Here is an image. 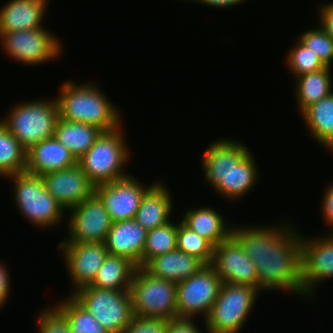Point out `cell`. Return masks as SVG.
Instances as JSON below:
<instances>
[{
    "label": "cell",
    "instance_id": "cell-40",
    "mask_svg": "<svg viewBox=\"0 0 333 333\" xmlns=\"http://www.w3.org/2000/svg\"><path fill=\"white\" fill-rule=\"evenodd\" d=\"M247 0H197L196 3H200L201 5L209 6L211 8H230L241 5V3L246 2Z\"/></svg>",
    "mask_w": 333,
    "mask_h": 333
},
{
    "label": "cell",
    "instance_id": "cell-36",
    "mask_svg": "<svg viewBox=\"0 0 333 333\" xmlns=\"http://www.w3.org/2000/svg\"><path fill=\"white\" fill-rule=\"evenodd\" d=\"M194 320L196 319L179 317L167 320L165 333H202Z\"/></svg>",
    "mask_w": 333,
    "mask_h": 333
},
{
    "label": "cell",
    "instance_id": "cell-16",
    "mask_svg": "<svg viewBox=\"0 0 333 333\" xmlns=\"http://www.w3.org/2000/svg\"><path fill=\"white\" fill-rule=\"evenodd\" d=\"M210 266L222 283L258 288L256 267L232 235L214 247Z\"/></svg>",
    "mask_w": 333,
    "mask_h": 333
},
{
    "label": "cell",
    "instance_id": "cell-28",
    "mask_svg": "<svg viewBox=\"0 0 333 333\" xmlns=\"http://www.w3.org/2000/svg\"><path fill=\"white\" fill-rule=\"evenodd\" d=\"M54 304L52 306L66 320L71 333H108L71 295Z\"/></svg>",
    "mask_w": 333,
    "mask_h": 333
},
{
    "label": "cell",
    "instance_id": "cell-29",
    "mask_svg": "<svg viewBox=\"0 0 333 333\" xmlns=\"http://www.w3.org/2000/svg\"><path fill=\"white\" fill-rule=\"evenodd\" d=\"M26 150L0 121V176L23 172L26 169Z\"/></svg>",
    "mask_w": 333,
    "mask_h": 333
},
{
    "label": "cell",
    "instance_id": "cell-37",
    "mask_svg": "<svg viewBox=\"0 0 333 333\" xmlns=\"http://www.w3.org/2000/svg\"><path fill=\"white\" fill-rule=\"evenodd\" d=\"M327 186L326 191L323 195L320 210L324 218V222L330 228H328V233H333V181Z\"/></svg>",
    "mask_w": 333,
    "mask_h": 333
},
{
    "label": "cell",
    "instance_id": "cell-11",
    "mask_svg": "<svg viewBox=\"0 0 333 333\" xmlns=\"http://www.w3.org/2000/svg\"><path fill=\"white\" fill-rule=\"evenodd\" d=\"M222 282L210 265L203 266L186 280L177 283V317H208Z\"/></svg>",
    "mask_w": 333,
    "mask_h": 333
},
{
    "label": "cell",
    "instance_id": "cell-8",
    "mask_svg": "<svg viewBox=\"0 0 333 333\" xmlns=\"http://www.w3.org/2000/svg\"><path fill=\"white\" fill-rule=\"evenodd\" d=\"M129 291L134 317L164 320L177 318V283L154 277L142 267H137Z\"/></svg>",
    "mask_w": 333,
    "mask_h": 333
},
{
    "label": "cell",
    "instance_id": "cell-42",
    "mask_svg": "<svg viewBox=\"0 0 333 333\" xmlns=\"http://www.w3.org/2000/svg\"><path fill=\"white\" fill-rule=\"evenodd\" d=\"M180 1H186V2H187V1H191V2L194 1V2H196L197 0H180Z\"/></svg>",
    "mask_w": 333,
    "mask_h": 333
},
{
    "label": "cell",
    "instance_id": "cell-17",
    "mask_svg": "<svg viewBox=\"0 0 333 333\" xmlns=\"http://www.w3.org/2000/svg\"><path fill=\"white\" fill-rule=\"evenodd\" d=\"M47 191L65 209L82 203L95 192V185L77 164L42 176Z\"/></svg>",
    "mask_w": 333,
    "mask_h": 333
},
{
    "label": "cell",
    "instance_id": "cell-27",
    "mask_svg": "<svg viewBox=\"0 0 333 333\" xmlns=\"http://www.w3.org/2000/svg\"><path fill=\"white\" fill-rule=\"evenodd\" d=\"M137 266L129 259L108 254L90 285L100 289L130 290Z\"/></svg>",
    "mask_w": 333,
    "mask_h": 333
},
{
    "label": "cell",
    "instance_id": "cell-26",
    "mask_svg": "<svg viewBox=\"0 0 333 333\" xmlns=\"http://www.w3.org/2000/svg\"><path fill=\"white\" fill-rule=\"evenodd\" d=\"M308 134L325 148L333 140V92L301 114Z\"/></svg>",
    "mask_w": 333,
    "mask_h": 333
},
{
    "label": "cell",
    "instance_id": "cell-25",
    "mask_svg": "<svg viewBox=\"0 0 333 333\" xmlns=\"http://www.w3.org/2000/svg\"><path fill=\"white\" fill-rule=\"evenodd\" d=\"M102 132L100 128L93 125L69 122L58 118L54 136L70 151L76 160H79Z\"/></svg>",
    "mask_w": 333,
    "mask_h": 333
},
{
    "label": "cell",
    "instance_id": "cell-20",
    "mask_svg": "<svg viewBox=\"0 0 333 333\" xmlns=\"http://www.w3.org/2000/svg\"><path fill=\"white\" fill-rule=\"evenodd\" d=\"M75 164L77 160L54 136L42 140L27 150L25 171L43 176Z\"/></svg>",
    "mask_w": 333,
    "mask_h": 333
},
{
    "label": "cell",
    "instance_id": "cell-12",
    "mask_svg": "<svg viewBox=\"0 0 333 333\" xmlns=\"http://www.w3.org/2000/svg\"><path fill=\"white\" fill-rule=\"evenodd\" d=\"M301 233V279L303 297L314 299L323 281L333 280V233L311 238ZM315 292V293H314Z\"/></svg>",
    "mask_w": 333,
    "mask_h": 333
},
{
    "label": "cell",
    "instance_id": "cell-4",
    "mask_svg": "<svg viewBox=\"0 0 333 333\" xmlns=\"http://www.w3.org/2000/svg\"><path fill=\"white\" fill-rule=\"evenodd\" d=\"M5 179L12 181L13 203L28 223L41 230L60 226L66 211L47 191L42 176L23 171Z\"/></svg>",
    "mask_w": 333,
    "mask_h": 333
},
{
    "label": "cell",
    "instance_id": "cell-5",
    "mask_svg": "<svg viewBox=\"0 0 333 333\" xmlns=\"http://www.w3.org/2000/svg\"><path fill=\"white\" fill-rule=\"evenodd\" d=\"M124 125L102 132L90 149L77 160L82 171L95 185L110 183L129 176L125 167L131 159L127 146Z\"/></svg>",
    "mask_w": 333,
    "mask_h": 333
},
{
    "label": "cell",
    "instance_id": "cell-39",
    "mask_svg": "<svg viewBox=\"0 0 333 333\" xmlns=\"http://www.w3.org/2000/svg\"><path fill=\"white\" fill-rule=\"evenodd\" d=\"M8 269L7 264L0 262V310L11 295V281Z\"/></svg>",
    "mask_w": 333,
    "mask_h": 333
},
{
    "label": "cell",
    "instance_id": "cell-15",
    "mask_svg": "<svg viewBox=\"0 0 333 333\" xmlns=\"http://www.w3.org/2000/svg\"><path fill=\"white\" fill-rule=\"evenodd\" d=\"M137 179L129 175L95 186L94 193L103 202L113 223L135 218L143 195L157 181L148 186Z\"/></svg>",
    "mask_w": 333,
    "mask_h": 333
},
{
    "label": "cell",
    "instance_id": "cell-1",
    "mask_svg": "<svg viewBox=\"0 0 333 333\" xmlns=\"http://www.w3.org/2000/svg\"><path fill=\"white\" fill-rule=\"evenodd\" d=\"M263 224L241 226L233 222L231 231L256 267L258 289L262 293L288 291L303 297L301 230L288 220Z\"/></svg>",
    "mask_w": 333,
    "mask_h": 333
},
{
    "label": "cell",
    "instance_id": "cell-33",
    "mask_svg": "<svg viewBox=\"0 0 333 333\" xmlns=\"http://www.w3.org/2000/svg\"><path fill=\"white\" fill-rule=\"evenodd\" d=\"M318 24V27L306 29L297 39L328 67H333V38Z\"/></svg>",
    "mask_w": 333,
    "mask_h": 333
},
{
    "label": "cell",
    "instance_id": "cell-21",
    "mask_svg": "<svg viewBox=\"0 0 333 333\" xmlns=\"http://www.w3.org/2000/svg\"><path fill=\"white\" fill-rule=\"evenodd\" d=\"M162 180H157L143 195L135 220L147 231L163 226L173 217V196Z\"/></svg>",
    "mask_w": 333,
    "mask_h": 333
},
{
    "label": "cell",
    "instance_id": "cell-22",
    "mask_svg": "<svg viewBox=\"0 0 333 333\" xmlns=\"http://www.w3.org/2000/svg\"><path fill=\"white\" fill-rule=\"evenodd\" d=\"M205 264L195 256L175 249L150 259L142 268L150 275L175 283L188 279Z\"/></svg>",
    "mask_w": 333,
    "mask_h": 333
},
{
    "label": "cell",
    "instance_id": "cell-32",
    "mask_svg": "<svg viewBox=\"0 0 333 333\" xmlns=\"http://www.w3.org/2000/svg\"><path fill=\"white\" fill-rule=\"evenodd\" d=\"M295 41V45L291 49L289 48L286 54V67L289 70L288 72L292 73V77L295 78L326 67L319 57L305 47L298 39Z\"/></svg>",
    "mask_w": 333,
    "mask_h": 333
},
{
    "label": "cell",
    "instance_id": "cell-3",
    "mask_svg": "<svg viewBox=\"0 0 333 333\" xmlns=\"http://www.w3.org/2000/svg\"><path fill=\"white\" fill-rule=\"evenodd\" d=\"M60 86L59 93L55 96L59 118L93 125L103 132L122 126L121 110L93 81L77 84L73 80H67Z\"/></svg>",
    "mask_w": 333,
    "mask_h": 333
},
{
    "label": "cell",
    "instance_id": "cell-2",
    "mask_svg": "<svg viewBox=\"0 0 333 333\" xmlns=\"http://www.w3.org/2000/svg\"><path fill=\"white\" fill-rule=\"evenodd\" d=\"M202 156L204 181L224 201L234 202L247 196L259 180L254 154L239 140L219 138L207 146Z\"/></svg>",
    "mask_w": 333,
    "mask_h": 333
},
{
    "label": "cell",
    "instance_id": "cell-14",
    "mask_svg": "<svg viewBox=\"0 0 333 333\" xmlns=\"http://www.w3.org/2000/svg\"><path fill=\"white\" fill-rule=\"evenodd\" d=\"M57 248L62 252L60 254L74 286L69 295L92 284L109 254L105 243L59 242Z\"/></svg>",
    "mask_w": 333,
    "mask_h": 333
},
{
    "label": "cell",
    "instance_id": "cell-41",
    "mask_svg": "<svg viewBox=\"0 0 333 333\" xmlns=\"http://www.w3.org/2000/svg\"><path fill=\"white\" fill-rule=\"evenodd\" d=\"M325 148L329 150L328 152L333 153V140Z\"/></svg>",
    "mask_w": 333,
    "mask_h": 333
},
{
    "label": "cell",
    "instance_id": "cell-9",
    "mask_svg": "<svg viewBox=\"0 0 333 333\" xmlns=\"http://www.w3.org/2000/svg\"><path fill=\"white\" fill-rule=\"evenodd\" d=\"M108 333H122L134 318L129 290L86 286L71 295Z\"/></svg>",
    "mask_w": 333,
    "mask_h": 333
},
{
    "label": "cell",
    "instance_id": "cell-23",
    "mask_svg": "<svg viewBox=\"0 0 333 333\" xmlns=\"http://www.w3.org/2000/svg\"><path fill=\"white\" fill-rule=\"evenodd\" d=\"M184 213L181 221L199 236L206 239L213 247H216L231 235L233 223L230 224L226 221L223 218L224 215L215 208L212 209L206 206L190 207Z\"/></svg>",
    "mask_w": 333,
    "mask_h": 333
},
{
    "label": "cell",
    "instance_id": "cell-35",
    "mask_svg": "<svg viewBox=\"0 0 333 333\" xmlns=\"http://www.w3.org/2000/svg\"><path fill=\"white\" fill-rule=\"evenodd\" d=\"M167 320L134 317L122 333H165Z\"/></svg>",
    "mask_w": 333,
    "mask_h": 333
},
{
    "label": "cell",
    "instance_id": "cell-7",
    "mask_svg": "<svg viewBox=\"0 0 333 333\" xmlns=\"http://www.w3.org/2000/svg\"><path fill=\"white\" fill-rule=\"evenodd\" d=\"M258 288L222 283L208 317L203 321L205 333H238L256 305Z\"/></svg>",
    "mask_w": 333,
    "mask_h": 333
},
{
    "label": "cell",
    "instance_id": "cell-31",
    "mask_svg": "<svg viewBox=\"0 0 333 333\" xmlns=\"http://www.w3.org/2000/svg\"><path fill=\"white\" fill-rule=\"evenodd\" d=\"M177 249L200 259L205 265H210L214 247L196 232L178 221Z\"/></svg>",
    "mask_w": 333,
    "mask_h": 333
},
{
    "label": "cell",
    "instance_id": "cell-34",
    "mask_svg": "<svg viewBox=\"0 0 333 333\" xmlns=\"http://www.w3.org/2000/svg\"><path fill=\"white\" fill-rule=\"evenodd\" d=\"M36 318L38 333H71L66 320L51 305L45 307Z\"/></svg>",
    "mask_w": 333,
    "mask_h": 333
},
{
    "label": "cell",
    "instance_id": "cell-6",
    "mask_svg": "<svg viewBox=\"0 0 333 333\" xmlns=\"http://www.w3.org/2000/svg\"><path fill=\"white\" fill-rule=\"evenodd\" d=\"M47 99L12 105L4 119H0L26 151L42 140L54 137L59 109L55 96Z\"/></svg>",
    "mask_w": 333,
    "mask_h": 333
},
{
    "label": "cell",
    "instance_id": "cell-38",
    "mask_svg": "<svg viewBox=\"0 0 333 333\" xmlns=\"http://www.w3.org/2000/svg\"><path fill=\"white\" fill-rule=\"evenodd\" d=\"M319 4L318 23L333 38V2Z\"/></svg>",
    "mask_w": 333,
    "mask_h": 333
},
{
    "label": "cell",
    "instance_id": "cell-13",
    "mask_svg": "<svg viewBox=\"0 0 333 333\" xmlns=\"http://www.w3.org/2000/svg\"><path fill=\"white\" fill-rule=\"evenodd\" d=\"M66 213L69 214L65 222L68 231L61 242L105 243L113 222L95 193Z\"/></svg>",
    "mask_w": 333,
    "mask_h": 333
},
{
    "label": "cell",
    "instance_id": "cell-30",
    "mask_svg": "<svg viewBox=\"0 0 333 333\" xmlns=\"http://www.w3.org/2000/svg\"><path fill=\"white\" fill-rule=\"evenodd\" d=\"M177 223L171 220L167 224L147 231L142 253V267L152 258L177 249Z\"/></svg>",
    "mask_w": 333,
    "mask_h": 333
},
{
    "label": "cell",
    "instance_id": "cell-10",
    "mask_svg": "<svg viewBox=\"0 0 333 333\" xmlns=\"http://www.w3.org/2000/svg\"><path fill=\"white\" fill-rule=\"evenodd\" d=\"M58 35L41 27L24 31H11L0 37L4 54L23 65L38 66L55 62L64 52V44Z\"/></svg>",
    "mask_w": 333,
    "mask_h": 333
},
{
    "label": "cell",
    "instance_id": "cell-24",
    "mask_svg": "<svg viewBox=\"0 0 333 333\" xmlns=\"http://www.w3.org/2000/svg\"><path fill=\"white\" fill-rule=\"evenodd\" d=\"M332 69L326 66L318 71L295 77L293 92L298 113L301 114L306 108L333 92Z\"/></svg>",
    "mask_w": 333,
    "mask_h": 333
},
{
    "label": "cell",
    "instance_id": "cell-19",
    "mask_svg": "<svg viewBox=\"0 0 333 333\" xmlns=\"http://www.w3.org/2000/svg\"><path fill=\"white\" fill-rule=\"evenodd\" d=\"M49 0H8L0 8V37L11 31L37 29L43 26Z\"/></svg>",
    "mask_w": 333,
    "mask_h": 333
},
{
    "label": "cell",
    "instance_id": "cell-18",
    "mask_svg": "<svg viewBox=\"0 0 333 333\" xmlns=\"http://www.w3.org/2000/svg\"><path fill=\"white\" fill-rule=\"evenodd\" d=\"M147 230L134 218L112 223L105 240L110 255L121 256L142 267V253L145 246Z\"/></svg>",
    "mask_w": 333,
    "mask_h": 333
}]
</instances>
